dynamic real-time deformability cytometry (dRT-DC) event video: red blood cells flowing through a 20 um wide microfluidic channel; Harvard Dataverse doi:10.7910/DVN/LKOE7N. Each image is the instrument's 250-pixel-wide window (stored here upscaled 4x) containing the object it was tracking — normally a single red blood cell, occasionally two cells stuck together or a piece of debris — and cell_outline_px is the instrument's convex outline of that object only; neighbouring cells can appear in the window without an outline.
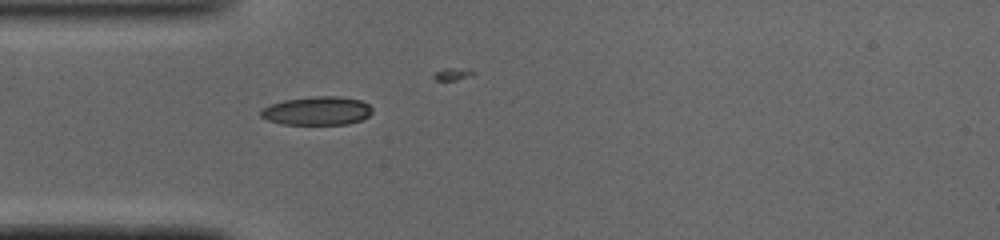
{"species": "common noctule bat (a hibernating species)", "species_latin": "Nyctalus noctula", "temperature_condition": "cold", "stored_images_in_passage": 22, "camera_frame_rate_fps": 3000, "um_per_image_px": 0.085, "animal": {"sex": "male", "body_mass_g": 19.0, "forearm_length_mm": 50.8}, "frame": {"image": 1, "passage_image": 1, "time_ms": 0.0, "image_size_px": [1000, 240], "cell_outline_px": [[372, 112], [368, 116], [360, 120], [348, 124], [284, 124], [268, 120], [260, 116], [260, 112], [264, 108], [272, 104], [284, 100], [312, 96], [340, 96], [360, 100], [368, 104], [372, 108]], "centroid_in_image_um": [26.97, 9.41], "position_along_channel_um": 58.0, "area_um2": 18.44}}
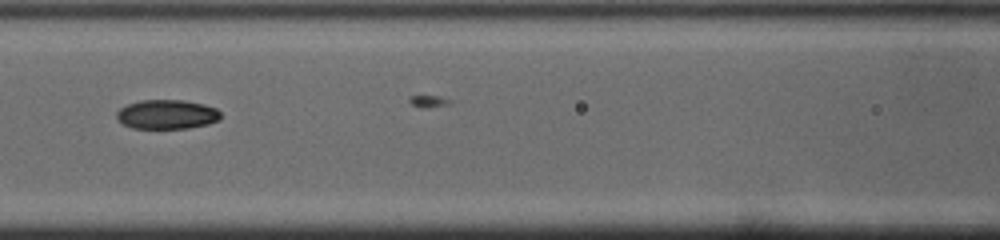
{"frame": {"image": 2, "passage_image": 8, "time_ms": 2.333, "image_size_px": [1000, 240], "cell_outline_px": [[220, 120], [208, 124], [188, 128], [132, 128], [124, 124], [116, 116], [116, 112], [120, 108], [128, 104], [140, 100], [184, 100], [204, 104], [216, 108], [220, 112]], "centroid_in_image_um": [14.21, 9.71], "position_along_channel_um": 152.4, "area_um2": 17.74}}
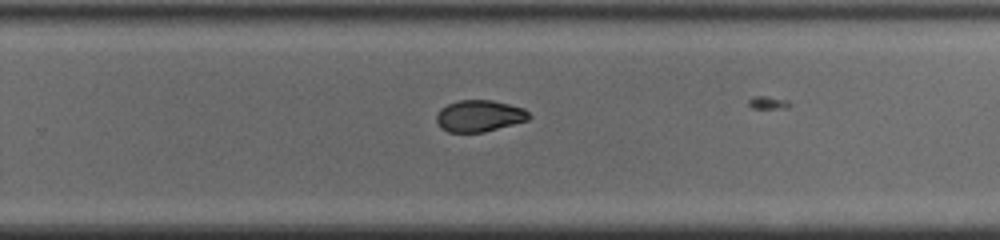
{"frame": {"image": 3, "passage_image": 18, "time_ms": 5.667, "image_size_px": [1000, 240], "cell_outline_px": [[532, 116], [528, 120], [484, 132], [448, 132], [440, 128], [436, 120], [436, 116], [440, 108], [448, 104], [460, 100], [492, 100], [524, 108]], "centroid_in_image_um": [40.73, 9.85], "position_along_channel_um": 289.1, "area_um2": 17.05}}